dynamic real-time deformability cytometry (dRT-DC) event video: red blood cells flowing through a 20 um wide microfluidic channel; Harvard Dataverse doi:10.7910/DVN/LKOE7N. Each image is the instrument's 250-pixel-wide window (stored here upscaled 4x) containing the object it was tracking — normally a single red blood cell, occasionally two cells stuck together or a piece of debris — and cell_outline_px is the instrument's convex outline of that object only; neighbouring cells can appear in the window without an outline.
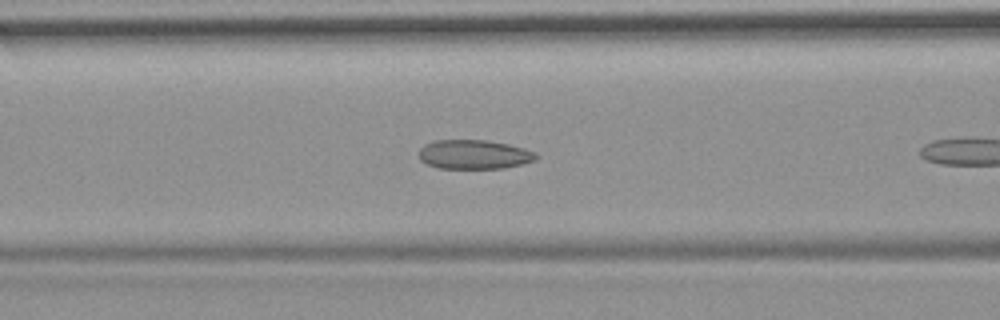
{"species": "common noctule bat (a hibernating species)", "species_latin": "Nyctalus noctula", "temperature_condition": "room temperature", "stored_images_in_passage": 7, "camera_frame_rate_fps": 3000, "um_per_image_px": 0.085, "animal": {"sex": "female", "body_mass_g": 19.9}, "frame": {"image": 1, "passage_image": 6, "time_ms": 1.667, "image_size_px": [1000, 320], "cell_outline_px": [[540, 156], [536, 160], [504, 168], [436, 168], [420, 160], [420, 148], [424, 144], [436, 140], [488, 140], [508, 144], [524, 148], [536, 152]], "centroid_in_image_um": [40.32, 13.12], "position_along_channel_um": 126.3, "area_um2": 20.0}}